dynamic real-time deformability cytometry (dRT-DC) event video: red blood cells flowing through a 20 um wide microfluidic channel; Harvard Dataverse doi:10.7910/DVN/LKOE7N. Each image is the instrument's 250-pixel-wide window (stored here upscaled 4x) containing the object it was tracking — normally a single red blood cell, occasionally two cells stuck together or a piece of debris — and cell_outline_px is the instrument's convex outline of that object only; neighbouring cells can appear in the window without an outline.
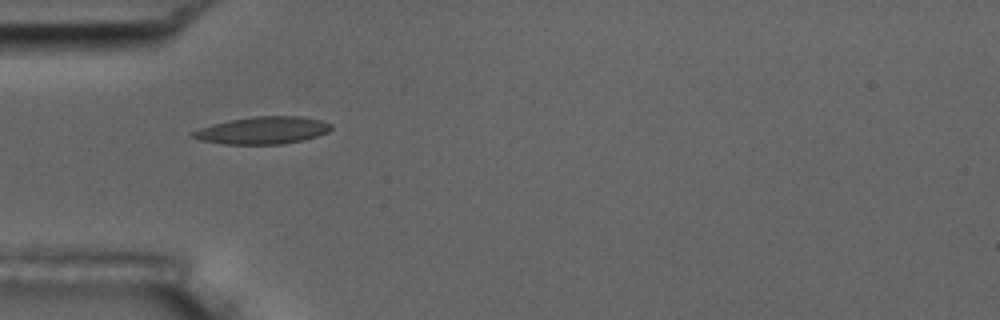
{"species": "common noctule bat (a hibernating species)", "species_latin": "Nyctalus noctula", "temperature_condition": "room temperature", "stored_images_in_passage": 6, "camera_frame_rate_fps": 3000, "um_per_image_px": 0.085, "animal": {"sex": "male", "body_mass_g": 17.5, "forearm_length_mm": 52.3}, "frame": {"image": 1, "passage_image": 5, "time_ms": 4.667, "image_size_px": [1000, 320], "cell_outline_px": [[332, 128], [328, 132], [304, 140], [280, 144], [224, 144], [200, 140], [188, 136], [188, 132], [212, 124], [252, 116], [300, 116], [320, 120], [332, 124]], "centroid_in_image_um": [22.29, 11.08], "position_along_channel_um": 62.7, "area_um2": 22.08}}